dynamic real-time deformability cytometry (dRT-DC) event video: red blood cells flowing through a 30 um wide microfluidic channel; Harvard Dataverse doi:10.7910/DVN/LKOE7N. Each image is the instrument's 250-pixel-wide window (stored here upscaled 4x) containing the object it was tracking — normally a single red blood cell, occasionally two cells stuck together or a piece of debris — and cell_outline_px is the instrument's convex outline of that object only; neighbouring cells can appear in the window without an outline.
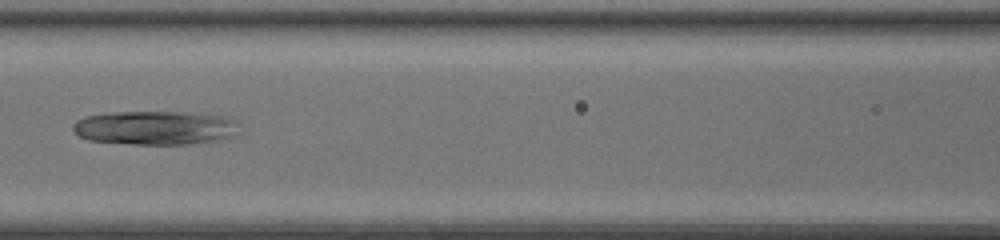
{"species": "common noctule bat (a hibernating species)", "species_latin": "Nyctalus noctula", "temperature_condition": "room temperature", "stored_images_in_passage": 50, "camera_frame_rate_fps": 3000, "um_per_image_px": 0.085, "animal": {"sex": "female", "body_mass_g": 20.0, "forearm_length_mm": 54.0}, "frame": {"image": 1, "passage_image": 25, "time_ms": 8.0, "image_size_px": [1000, 240], "cell_outline_px": [[240, 124], [228, 136], [216, 140], [188, 144], [132, 144], [88, 140], [80, 136], [72, 128], [72, 124], [76, 120], [84, 116], [112, 112], [192, 112], [224, 116], [236, 120]], "centroid_in_image_um": [13.13, 10.85], "position_along_channel_um": 153.5, "area_um2": 32.71}}